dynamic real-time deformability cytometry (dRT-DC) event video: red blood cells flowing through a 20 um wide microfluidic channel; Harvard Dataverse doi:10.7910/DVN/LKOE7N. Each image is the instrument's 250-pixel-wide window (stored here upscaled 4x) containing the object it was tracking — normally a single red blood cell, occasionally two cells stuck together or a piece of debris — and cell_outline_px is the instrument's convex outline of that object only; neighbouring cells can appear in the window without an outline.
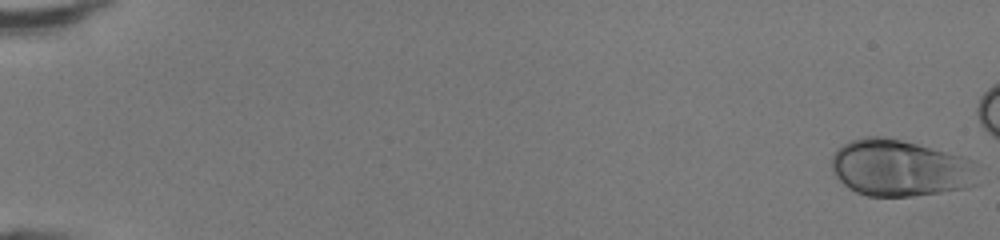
{"species": "human", "species_latin": "Homo sapiens", "temperature_condition": "room temperature", "stored_images_in_passage": 44, "camera_frame_rate_fps": 3000, "um_per_image_px": 0.085, "donor": {"sex": "female"}, "frame": {"image": 1, "passage_image": 1, "time_ms": 0.0, "image_size_px": [1000, 240], "cell_outline_px": [[980, 184], [968, 188], [912, 196], [868, 196], [856, 192], [848, 188], [832, 172], [832, 156], [836, 148], [852, 140], [864, 136], [880, 136], [900, 140], [964, 156], [976, 160], [980, 164]], "centroid_in_image_um": [76.61, 14.29], "position_along_channel_um": 8.4, "area_um2": 49.25}}
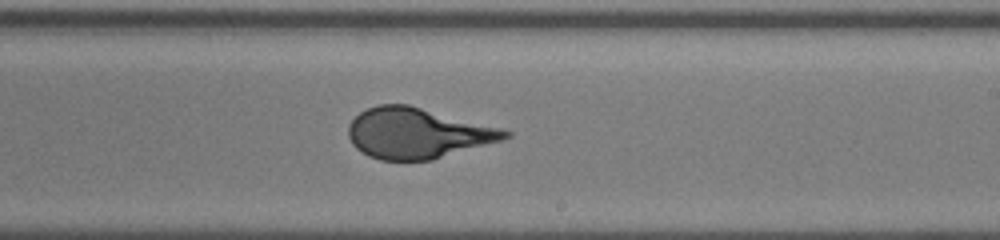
{"frame": {"image": 2, "passage_image": 31, "time_ms": 10.0, "image_size_px": [1000, 240], "cell_outline_px": [[512, 136], [500, 140], [432, 160], [380, 160], [368, 156], [356, 148], [352, 144], [348, 136], [348, 124], [360, 112], [368, 108], [380, 104], [408, 104], [500, 128], [512, 132]], "centroid_in_image_um": [35.43, 11.32], "position_along_channel_um": 253.6, "area_um2": 45.72}}
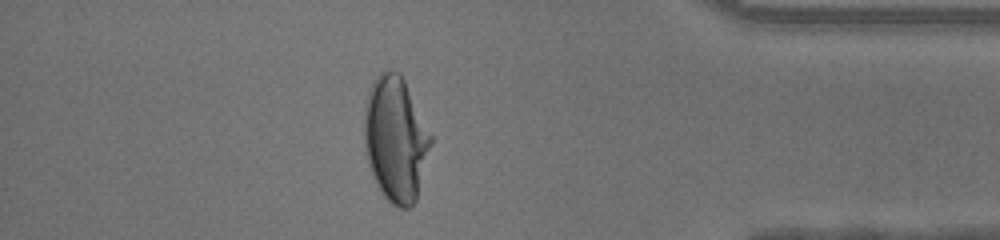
{"frame": {"image": 3, "passage_image": 43, "time_ms": 14.0, "image_size_px": [1000, 240], "cell_outline_px": [[432, 144], [416, 200], [408, 208], [400, 208], [392, 204], [380, 192], [372, 176], [368, 164], [364, 148], [364, 100], [376, 76], [380, 72], [400, 72], [432, 136]], "centroid_in_image_um": [33.6, 11.84], "position_along_channel_um": 401.6, "area_um2": 48.61}}